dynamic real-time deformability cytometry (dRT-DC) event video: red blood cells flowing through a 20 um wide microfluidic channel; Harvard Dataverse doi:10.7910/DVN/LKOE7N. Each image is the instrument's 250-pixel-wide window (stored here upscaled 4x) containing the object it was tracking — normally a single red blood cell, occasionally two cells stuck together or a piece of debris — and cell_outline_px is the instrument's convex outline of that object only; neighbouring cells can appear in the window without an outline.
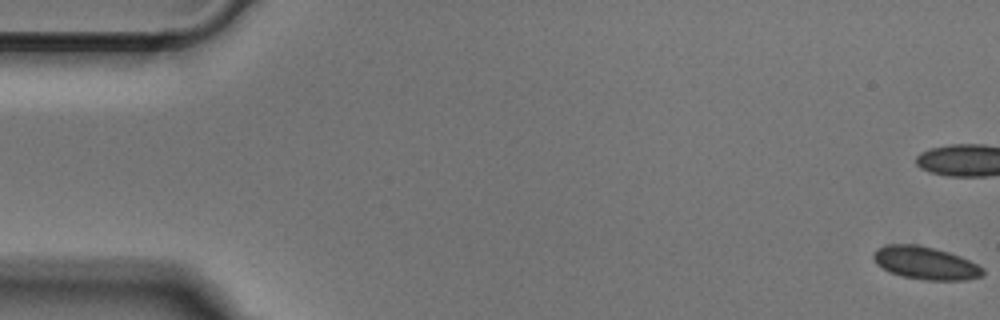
{"species": "Egyptian fruit bat (a non-hibernating species)", "species_latin": "Rousettus aegyptiacus", "temperature_condition": "cold", "stored_images_in_passage": 53, "camera_frame_rate_fps": 3000, "um_per_image_px": 0.085, "animal": {"sex": "male"}, "frame": {"image": 1, "passage_image": 1, "time_ms": 0.0, "image_size_px": [1000, 320], "cell_outline_px": [[984, 276], [964, 280], [924, 280], [904, 276], [892, 272], [876, 264], [872, 256], [872, 252], [876, 248], [888, 244], [916, 244], [948, 252], [960, 256], [984, 268]], "centroid_in_image_um": [78.66, 22.35], "position_along_channel_um": 6.3, "area_um2": 20.81}}